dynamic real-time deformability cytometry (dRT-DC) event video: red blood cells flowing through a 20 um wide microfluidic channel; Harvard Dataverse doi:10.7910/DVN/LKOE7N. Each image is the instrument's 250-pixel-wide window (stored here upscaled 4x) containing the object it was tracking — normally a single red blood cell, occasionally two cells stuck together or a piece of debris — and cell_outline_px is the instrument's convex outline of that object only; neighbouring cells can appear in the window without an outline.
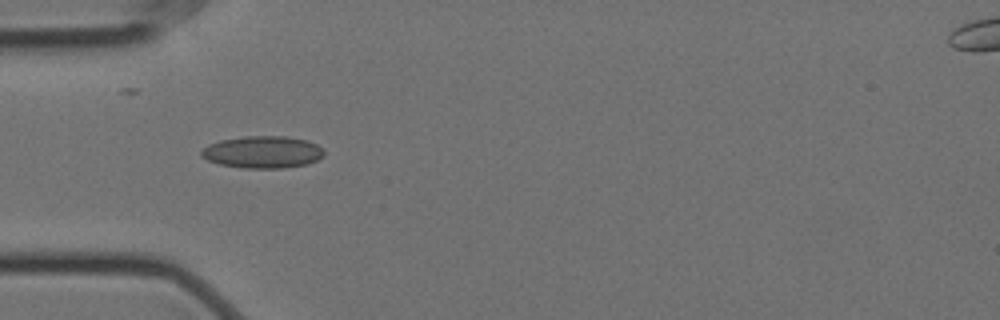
{"species": "Egyptian fruit bat (a non-hibernating species)", "species_latin": "Rousettus aegyptiacus", "temperature_condition": "cold", "stored_images_in_passage": 41, "camera_frame_rate_fps": 3000, "um_per_image_px": 0.085, "animal": {"sex": "female"}, "frame": {"image": 1, "passage_image": 1, "time_ms": 0.0, "image_size_px": [1000, 320], "cell_outline_px": [[324, 156], [308, 164], [284, 168], [244, 168], [220, 164], [208, 160], [200, 156], [200, 152], [208, 144], [220, 140], [244, 136], [288, 136], [308, 140], [316, 144], [324, 152]], "centroid_in_image_um": [22.32, 12.92], "position_along_channel_um": 62.7, "area_um2": 23.06}}
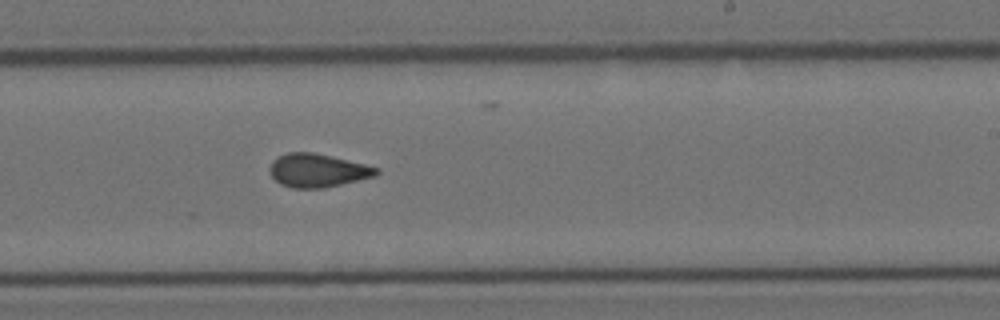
{"frame": {"image": 2, "passage_image": 18, "time_ms": 5.667, "image_size_px": [1000, 320], "cell_outline_px": [[380, 172], [376, 176], [324, 188], [292, 188], [280, 184], [272, 176], [268, 168], [272, 160], [276, 156], [288, 152], [312, 152], [364, 164], [380, 168]], "centroid_in_image_um": [26.97, 14.49], "position_along_channel_um": 262.0, "area_um2": 20.81}}
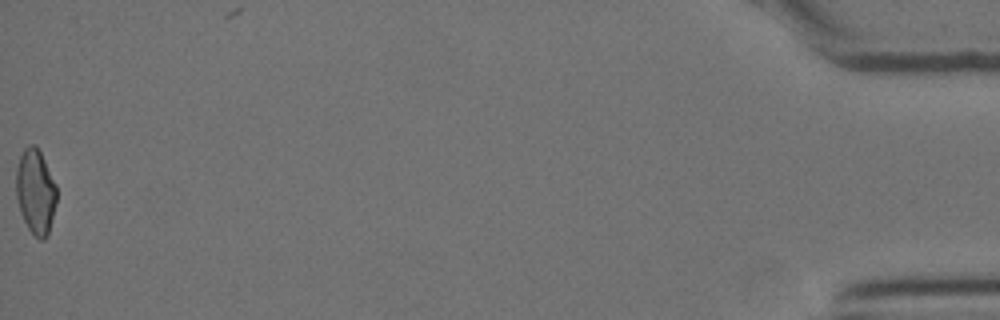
{"frame": {"image": 3, "passage_image": 41, "time_ms": 13.333, "image_size_px": [1000, 320], "cell_outline_px": [[56, 204], [48, 236], [44, 240], [40, 240], [28, 228], [20, 212], [16, 196], [16, 168], [20, 156], [24, 148], [28, 144], [36, 144], [56, 184]], "centroid_in_image_um": [3.02, 16.29], "position_along_channel_um": 432.2, "area_um2": 20.11}, "authors_computed_cell_mechanics": {"area_um2": 20.4612, "velocity_mm_per_s": 3.5341, "shape_relaxation_time_tau1_ms": null, "shape_relaxation_time_tau2_ms": 1.5605, "deformation_change_tau1": null, "deformation_change_tau2": 0.092}}